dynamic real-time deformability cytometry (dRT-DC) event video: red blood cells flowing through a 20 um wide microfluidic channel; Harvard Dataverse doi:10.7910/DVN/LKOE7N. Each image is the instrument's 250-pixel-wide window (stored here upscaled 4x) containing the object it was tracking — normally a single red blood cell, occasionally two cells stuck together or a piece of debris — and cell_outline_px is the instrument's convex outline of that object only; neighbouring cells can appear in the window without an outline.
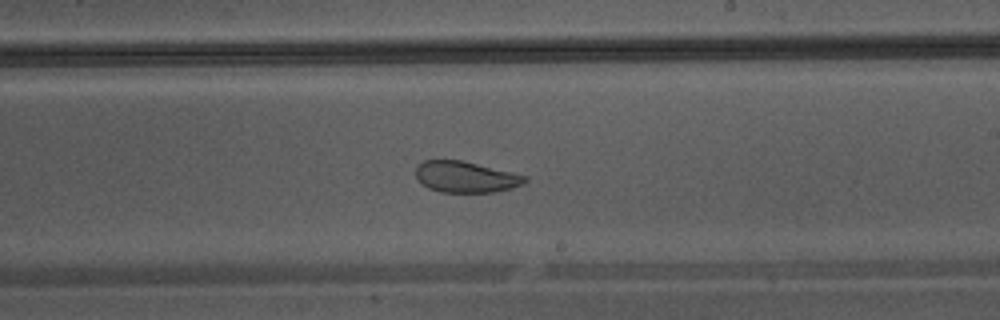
{"species": "Egyptian fruit bat (a non-hibernating species)", "species_latin": "Rousettus aegyptiacus", "temperature_condition": "warm", "stored_images_in_passage": 42, "camera_frame_rate_fps": 3000, "um_per_image_px": 0.085, "animal": {"sex": "male"}, "frame": {"image": 1, "passage_image": 24, "time_ms": 7.667, "image_size_px": [1000, 320], "cell_outline_px": [[528, 180], [524, 184], [512, 188], [496, 192], [440, 192], [428, 188], [416, 176], [416, 168], [424, 160], [460, 160], [528, 176]], "centroid_in_image_um": [39.62, 15.05], "position_along_channel_um": 249.4, "area_um2": 19.65}}